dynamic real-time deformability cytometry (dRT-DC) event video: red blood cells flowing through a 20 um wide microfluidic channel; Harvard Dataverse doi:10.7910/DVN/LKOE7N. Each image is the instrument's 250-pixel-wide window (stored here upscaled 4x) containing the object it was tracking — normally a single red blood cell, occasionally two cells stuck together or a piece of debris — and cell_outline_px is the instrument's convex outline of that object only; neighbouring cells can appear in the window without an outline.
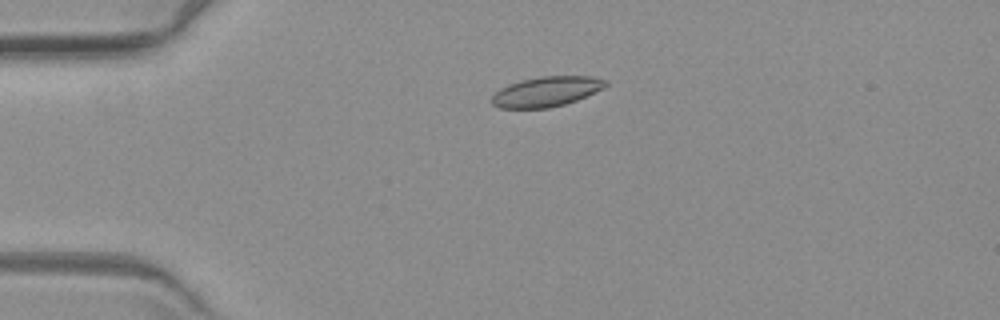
{"species": "common noctule bat (a hibernating species)", "species_latin": "Nyctalus noctula", "temperature_condition": "warm", "stored_images_in_passage": 3, "camera_frame_rate_fps": 3000, "um_per_image_px": 0.085, "animal": {"sex": "female", "body_mass_g": 19.3, "forearm_length_mm": 54.1}, "frame": {"image": 1, "passage_image": 2, "time_ms": 2.333, "image_size_px": [1000, 320], "cell_outline_px": [[608, 84], [604, 88], [576, 100], [564, 104], [548, 108], [500, 108], [492, 104], [492, 96], [500, 88], [508, 84], [520, 80], [540, 76], [592, 76], [608, 80]], "centroid_in_image_um": [46.45, 7.77], "position_along_channel_um": 38.5, "area_um2": 19.94}}